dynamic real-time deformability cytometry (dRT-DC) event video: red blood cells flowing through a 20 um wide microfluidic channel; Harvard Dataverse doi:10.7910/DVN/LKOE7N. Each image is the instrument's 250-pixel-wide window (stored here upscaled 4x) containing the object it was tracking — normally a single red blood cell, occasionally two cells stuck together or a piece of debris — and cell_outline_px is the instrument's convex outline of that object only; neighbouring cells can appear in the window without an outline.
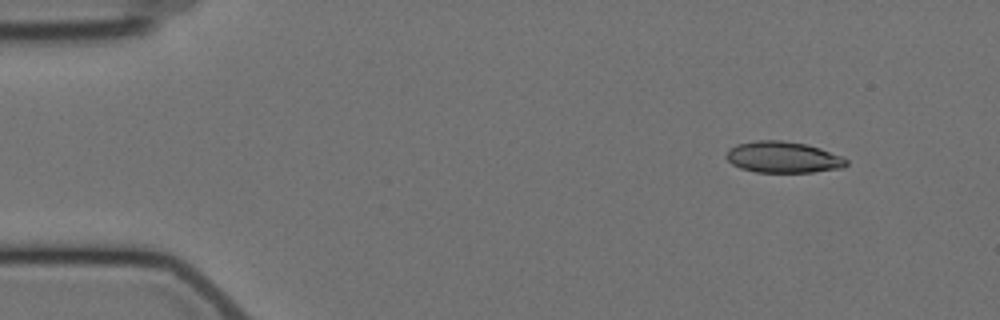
{"species": "Egyptian fruit bat (a non-hibernating species)", "species_latin": "Rousettus aegyptiacus", "temperature_condition": "cold", "stored_images_in_passage": 4, "camera_frame_rate_fps": 3000, "um_per_image_px": 0.085, "animal": {"sex": "female"}, "frame": {"image": 1, "passage_image": 1, "time_ms": 0.0, "image_size_px": [1000, 320], "cell_outline_px": [[848, 164], [844, 168], [812, 172], [756, 172], [740, 168], [732, 164], [724, 156], [728, 148], [736, 144], [756, 140], [780, 140], [804, 144], [820, 148], [840, 156], [848, 160]], "centroid_in_image_um": [66.53, 13.36], "position_along_channel_um": 18.5, "area_um2": 21.96}}